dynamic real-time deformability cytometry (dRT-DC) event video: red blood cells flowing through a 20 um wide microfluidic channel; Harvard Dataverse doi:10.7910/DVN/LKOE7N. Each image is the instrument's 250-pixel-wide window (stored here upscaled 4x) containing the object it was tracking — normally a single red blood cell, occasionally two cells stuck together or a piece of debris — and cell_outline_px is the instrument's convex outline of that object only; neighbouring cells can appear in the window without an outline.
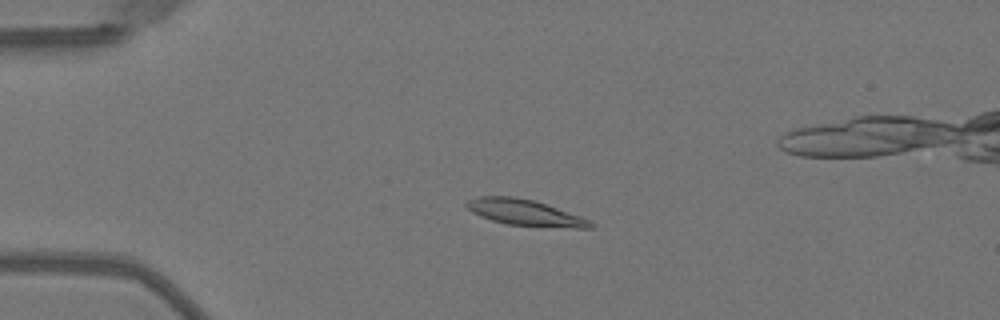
{"species": "Egyptian fruit bat (a non-hibernating species)", "species_latin": "Rousettus aegyptiacus", "temperature_condition": "warm", "stored_images_in_passage": 52, "camera_frame_rate_fps": 3000, "um_per_image_px": 0.085, "animal": {"sex": "female"}, "frame": {"image": 1, "passage_image": 13, "time_ms": 4.0, "image_size_px": [1000, 320], "cell_outline_px": [[596, 224], [592, 228], [576, 228], [508, 224], [492, 220], [480, 216], [472, 212], [464, 204], [468, 200], [476, 196], [512, 196], [532, 200], [580, 216]], "centroid_in_image_um": [44.58, 18.06], "position_along_channel_um": 40.4, "area_um2": 18.44}}
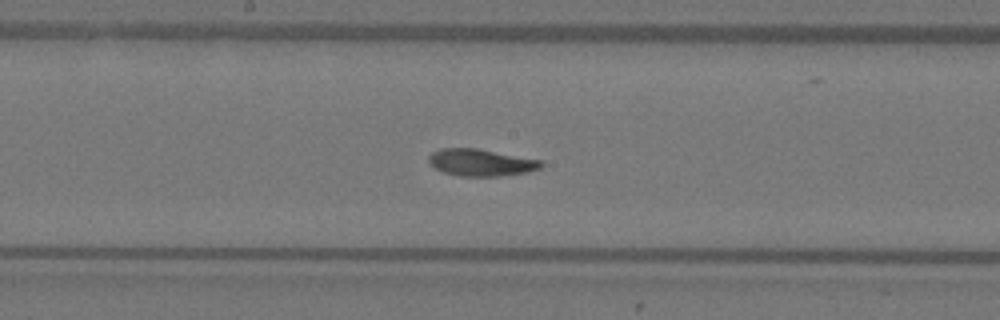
{"frame": {"image": 2, "passage_image": 28, "time_ms": 9.0, "image_size_px": [1000, 320], "cell_outline_px": [[544, 164], [540, 168], [528, 172], [500, 176], [460, 176], [444, 172], [428, 164], [428, 156], [432, 152], [440, 148], [476, 148], [544, 160]], "centroid_in_image_um": [40.89, 13.81], "position_along_channel_um": 207.3, "area_um2": 17.86}}
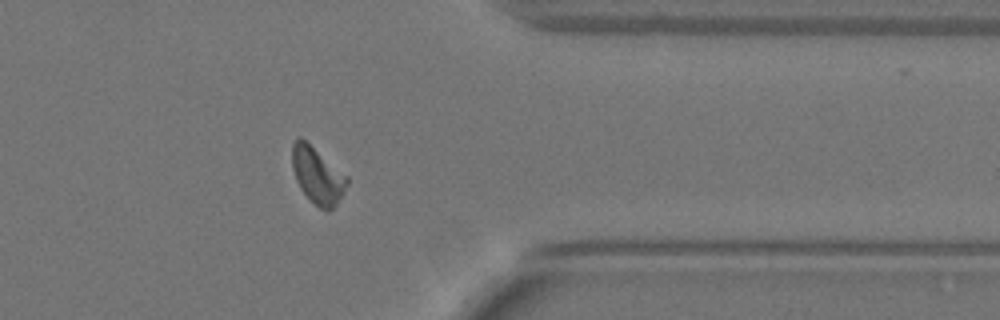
{"frame": {"image": 3, "passage_image": 42, "time_ms": 13.667, "image_size_px": [1000, 320], "cell_outline_px": [[348, 184], [344, 192], [336, 204], [328, 212], [320, 208], [300, 188], [296, 180], [292, 168], [292, 144], [300, 136], [348, 176]], "centroid_in_image_um": [26.99, 14.9], "position_along_channel_um": 384.4, "area_um2": 17.8}, "authors_computed_cell_mechanics": {"area_um2": 18.1492, "velocity_mm_per_s": 4.0206, "shape_relaxation_time_tau1_ms": 6.2133, "shape_relaxation_time_tau2_ms": 2.01, "deformation_change_tau1": 0.2106, "deformation_change_tau2": 0.0651}}